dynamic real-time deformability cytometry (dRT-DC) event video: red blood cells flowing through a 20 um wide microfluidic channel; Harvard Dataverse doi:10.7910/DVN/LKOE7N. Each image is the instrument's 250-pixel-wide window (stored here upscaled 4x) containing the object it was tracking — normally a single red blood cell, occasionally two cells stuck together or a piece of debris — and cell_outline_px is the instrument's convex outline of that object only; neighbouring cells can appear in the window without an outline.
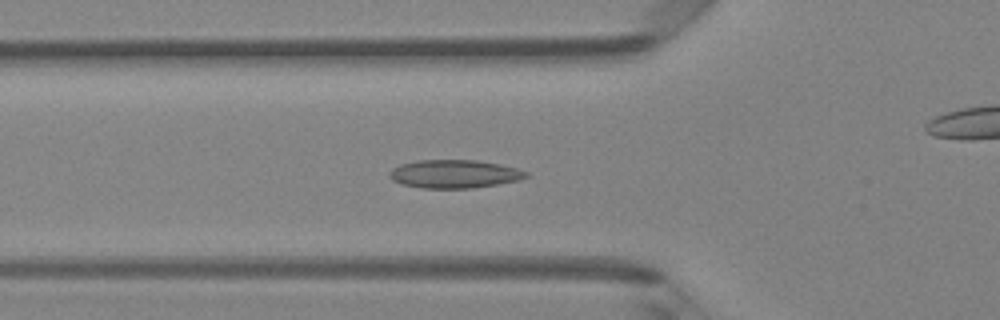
{"species": "Egyptian fruit bat (a non-hibernating species)", "species_latin": "Rousettus aegyptiacus", "temperature_condition": "room temperature", "stored_images_in_passage": 50, "camera_frame_rate_fps": 3000, "um_per_image_px": 0.085, "animal": {"sex": "female"}, "frame": {"image": 1, "passage_image": 17, "time_ms": 5.333, "image_size_px": [1000, 320], "cell_outline_px": [[528, 176], [520, 180], [472, 188], [420, 188], [400, 184], [392, 180], [388, 176], [392, 168], [400, 164], [420, 160], [476, 160], [500, 164], [516, 168], [528, 172]], "centroid_in_image_um": [38.6, 14.79], "position_along_channel_um": 87.2, "area_um2": 22.54}}
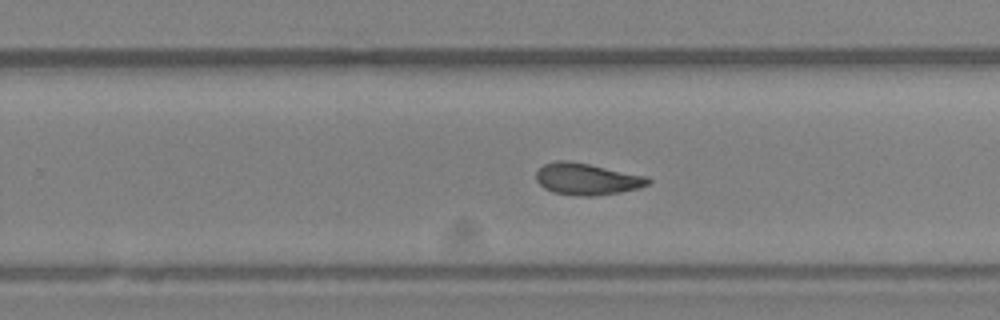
{"frame": {"image": 2, "passage_image": 31, "time_ms": 10.0, "image_size_px": [1000, 320], "cell_outline_px": [[652, 180], [648, 184], [640, 188], [620, 192], [596, 196], [580, 196], [552, 192], [544, 188], [536, 180], [536, 172], [544, 164], [556, 160], [568, 160], [648, 176]], "centroid_in_image_um": [49.89, 15.22], "position_along_channel_um": 279.9, "area_um2": 20.75}}
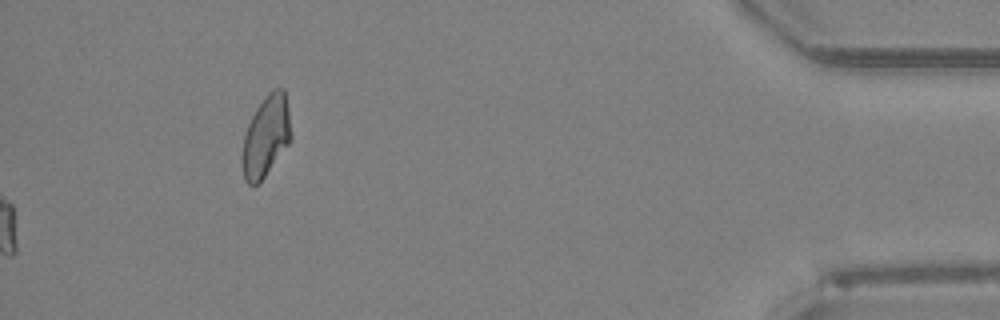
{"frame": {"image": 3, "passage_image": 50, "time_ms": 16.333, "image_size_px": [1000, 320], "cell_outline_px": [[292, 136], [288, 144], [264, 176], [256, 184], [248, 184], [244, 180], [240, 160], [244, 132], [256, 108], [264, 96], [272, 88], [284, 88], [288, 108]], "centroid_in_image_um": [22.58, 11.55], "position_along_channel_um": 412.6, "area_um2": 23.18}, "authors_computed_cell_mechanics": {"area_um2": 21.0103, "velocity_mm_per_s": 4.1526, "shape_relaxation_time_tau1_ms": 5.858, "shape_relaxation_time_tau2_ms": 3.3161, "deformation_change_tau1": 0.1313, "deformation_change_tau2": 0.0807}}